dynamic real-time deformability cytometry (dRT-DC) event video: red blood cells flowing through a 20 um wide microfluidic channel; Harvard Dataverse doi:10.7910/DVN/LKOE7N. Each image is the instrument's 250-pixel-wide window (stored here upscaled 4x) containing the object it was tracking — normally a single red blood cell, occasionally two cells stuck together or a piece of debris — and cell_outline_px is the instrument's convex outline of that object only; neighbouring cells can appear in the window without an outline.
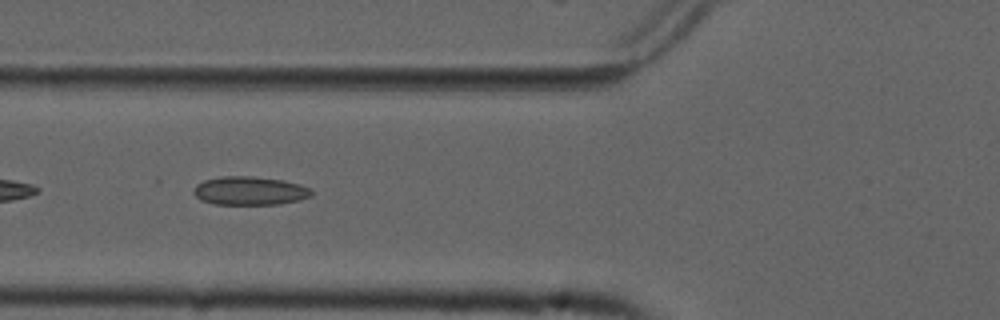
{"species": "common noctule bat (a hibernating species)", "species_latin": "Nyctalus noctula", "temperature_condition": "cold", "stored_images_in_passage": 33, "camera_frame_rate_fps": 3000, "um_per_image_px": 0.085, "animal": {"sex": "male", "forearm_length_mm": 52.5}, "frame": {"image": 1, "passage_image": 4, "time_ms": 1.0, "image_size_px": [1000, 320], "cell_outline_px": [[312, 196], [300, 200], [280, 204], [216, 204], [200, 200], [192, 192], [196, 184], [204, 180], [220, 176], [252, 176], [284, 180], [300, 184], [312, 188]], "centroid_in_image_um": [21.25, 16.21], "position_along_channel_um": 104.6, "area_um2": 19.83}}
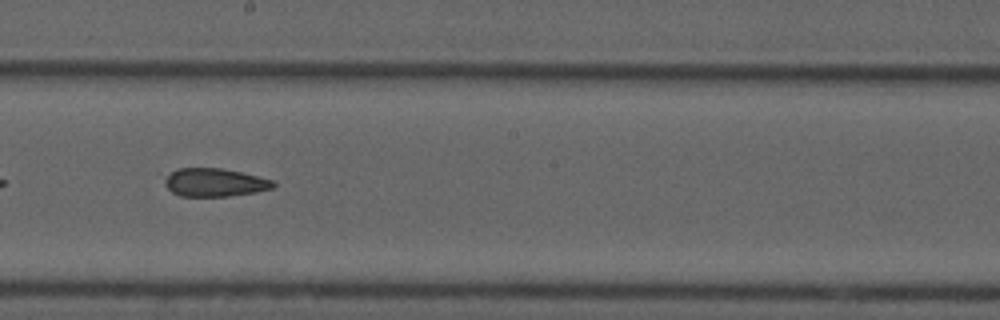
{"frame": {"image": 2, "passage_image": 14, "time_ms": 4.333, "image_size_px": [1000, 320], "cell_outline_px": [[276, 184], [272, 188], [256, 192], [228, 196], [180, 196], [172, 192], [164, 184], [164, 180], [172, 172], [180, 168], [220, 168], [240, 172], [272, 180]], "centroid_in_image_um": [18.24, 15.51], "position_along_channel_um": 230.0, "area_um2": 17.57}}
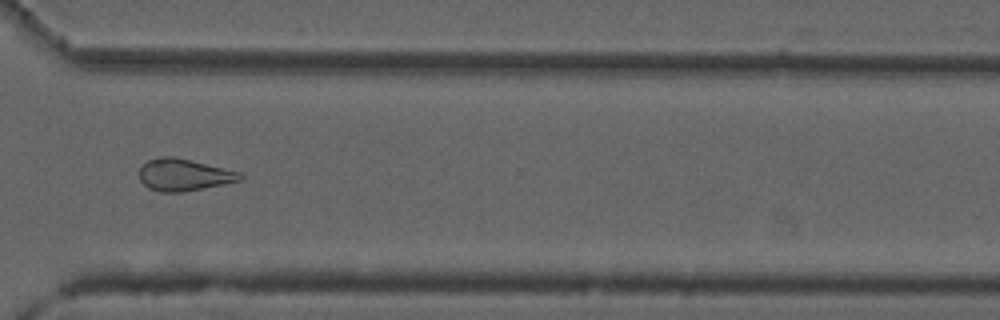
{"frame": {"image": 3, "passage_image": 24, "time_ms": 7.667, "image_size_px": [1000, 320], "cell_outline_px": [[244, 180], [224, 184], [180, 192], [160, 192], [148, 188], [140, 180], [140, 168], [148, 160], [160, 156], [172, 156], [240, 172], [244, 176]], "centroid_in_image_um": [15.63, 14.86], "position_along_channel_um": 355.0, "area_um2": 18.61}, "authors_computed_cell_mechanics": {"area_um2": 18.6116, "velocity_mm_per_s": 3.7586, "shape_relaxation_time_tau1_ms": null, "shape_relaxation_time_tau2_ms": 4.4169, "deformation_change_tau1": null, "deformation_change_tau2": 0.1292}}